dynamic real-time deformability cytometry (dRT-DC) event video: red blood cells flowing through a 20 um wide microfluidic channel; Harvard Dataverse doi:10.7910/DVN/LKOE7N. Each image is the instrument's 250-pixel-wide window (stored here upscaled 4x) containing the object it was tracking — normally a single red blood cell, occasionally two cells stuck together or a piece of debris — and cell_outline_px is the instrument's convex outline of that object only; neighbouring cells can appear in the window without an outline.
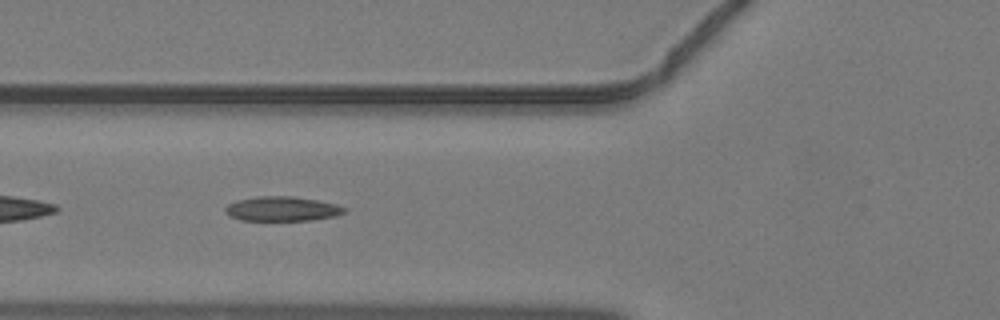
{"species": "common noctule bat (a hibernating species)", "species_latin": "Nyctalus noctula", "temperature_condition": "warm", "stored_images_in_passage": 45, "segment_of_instrument_passage": [2, 2], "camera_frame_rate_fps": 3000, "um_per_image_px": 0.085, "animal": {"sex": "male", "body_mass_g": 19.2, "forearm_length_mm": 51.8}, "frame": {"image": 1, "passage_image": 17, "time_ms": 5.333, "image_size_px": [1000, 320], "cell_outline_px": [[348, 212], [336, 216], [312, 220], [240, 220], [228, 216], [224, 212], [224, 208], [228, 204], [236, 200], [256, 196], [292, 196], [316, 200], [336, 204], [348, 208]], "centroid_in_image_um": [23.98, 17.75], "position_along_channel_um": 101.8, "area_um2": 17.28}}
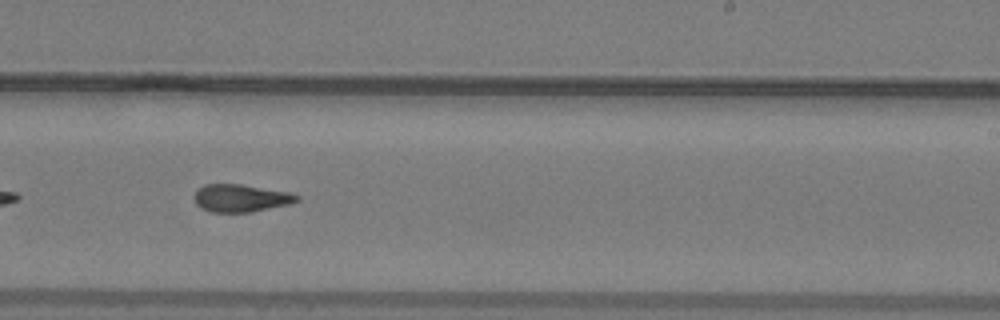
{"frame": {"image": 2, "passage_image": 28, "time_ms": 9.0, "image_size_px": [1000, 320], "cell_outline_px": [[300, 200], [288, 204], [252, 212], [212, 212], [200, 208], [196, 204], [196, 192], [204, 184], [240, 184], [288, 192], [300, 196]], "centroid_in_image_um": [20.48, 16.84], "position_along_channel_um": 268.5, "area_um2": 16.3}}
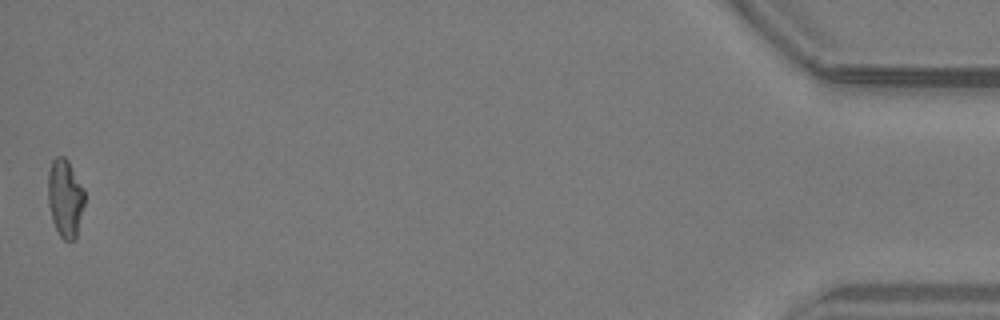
{"frame": {"image": 3, "passage_image": 45, "time_ms": 14.667, "image_size_px": [1000, 320], "cell_outline_px": [[84, 204], [76, 236], [72, 240], [64, 240], [60, 236], [52, 220], [48, 204], [48, 172], [52, 160], [56, 156], [64, 156], [68, 160], [84, 188]], "centroid_in_image_um": [5.52, 16.8], "position_along_channel_um": 429.7, "area_um2": 16.59}}